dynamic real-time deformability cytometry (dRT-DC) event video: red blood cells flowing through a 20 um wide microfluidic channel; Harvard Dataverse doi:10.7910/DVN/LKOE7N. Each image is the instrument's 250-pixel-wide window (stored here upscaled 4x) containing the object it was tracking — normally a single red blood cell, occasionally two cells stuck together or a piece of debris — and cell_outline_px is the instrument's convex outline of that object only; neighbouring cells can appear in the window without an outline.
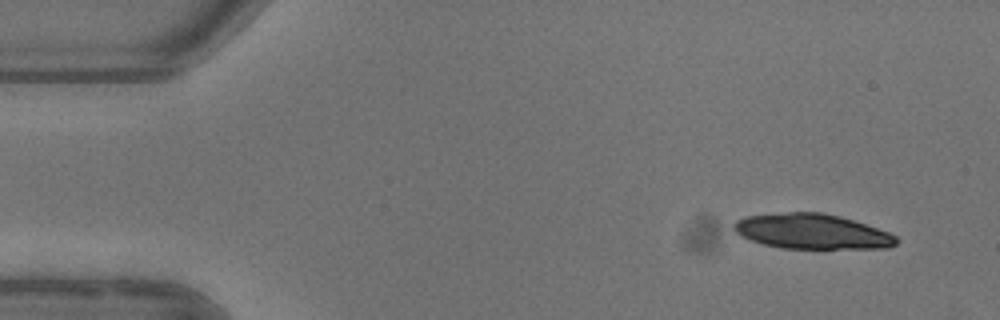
{"species": "common noctule bat (a hibernating species)", "species_latin": "Nyctalus noctula", "temperature_condition": "warm", "stored_images_in_passage": 4, "camera_frame_rate_fps": 3000, "um_per_image_px": 0.085, "animal": {"sex": "female"}, "frame": {"image": 1, "passage_image": 1, "time_ms": 0.0, "image_size_px": [1000, 320], "cell_outline_px": [[900, 240], [896, 244], [888, 248], [780, 248], [764, 244], [740, 236], [732, 228], [732, 224], [736, 220], [744, 216], [788, 212], [824, 212], [840, 216], [888, 232], [896, 236]], "centroid_in_image_um": [68.99, 19.67], "position_along_channel_um": 16.0, "area_um2": 33.18}}